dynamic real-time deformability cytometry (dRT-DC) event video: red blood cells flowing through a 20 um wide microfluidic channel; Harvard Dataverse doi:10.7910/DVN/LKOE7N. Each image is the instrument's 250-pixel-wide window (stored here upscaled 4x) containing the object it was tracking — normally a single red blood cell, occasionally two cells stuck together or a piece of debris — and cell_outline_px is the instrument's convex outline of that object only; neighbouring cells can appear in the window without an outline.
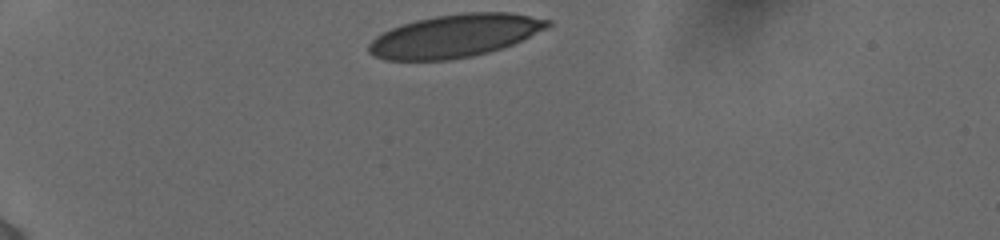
{"species": "human", "species_latin": "Homo sapiens", "temperature_condition": "cold", "stored_images_in_passage": 11, "camera_frame_rate_fps": 3000, "um_per_image_px": 0.085, "donor": {"sex": "female"}, "frame": {"image": 1, "passage_image": 1, "time_ms": 0.0, "image_size_px": [1000, 240], "cell_outline_px": [[552, 24], [548, 28], [512, 44], [488, 52], [472, 56], [448, 60], [384, 60], [372, 56], [368, 52], [368, 44], [376, 36], [392, 28], [416, 20], [436, 16], [464, 12], [512, 12], [552, 20]], "centroid_in_image_um": [38.67, 3.04], "position_along_channel_um": 46.3, "area_um2": 44.68}}
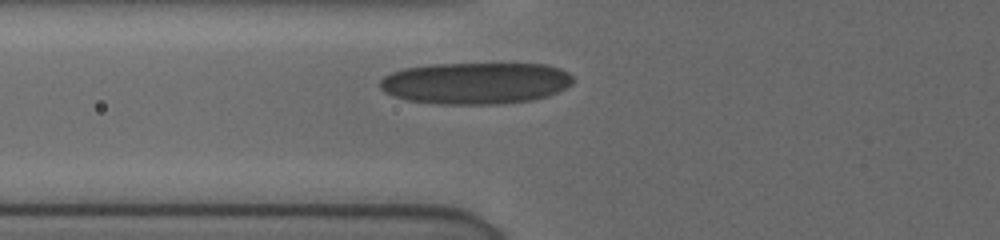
{"frame": {"image": 2, "passage_image": 10, "time_ms": 2.333, "image_size_px": [1000, 240], "cell_outline_px": [[572, 84], [548, 96], [532, 100], [500, 104], [436, 104], [408, 100], [384, 92], [380, 88], [380, 80], [384, 76], [392, 72], [404, 68], [428, 64], [548, 64], [560, 68], [568, 72], [572, 76]], "centroid_in_image_um": [40.43, 7.06], "position_along_channel_um": 85.4, "area_um2": 47.05}}